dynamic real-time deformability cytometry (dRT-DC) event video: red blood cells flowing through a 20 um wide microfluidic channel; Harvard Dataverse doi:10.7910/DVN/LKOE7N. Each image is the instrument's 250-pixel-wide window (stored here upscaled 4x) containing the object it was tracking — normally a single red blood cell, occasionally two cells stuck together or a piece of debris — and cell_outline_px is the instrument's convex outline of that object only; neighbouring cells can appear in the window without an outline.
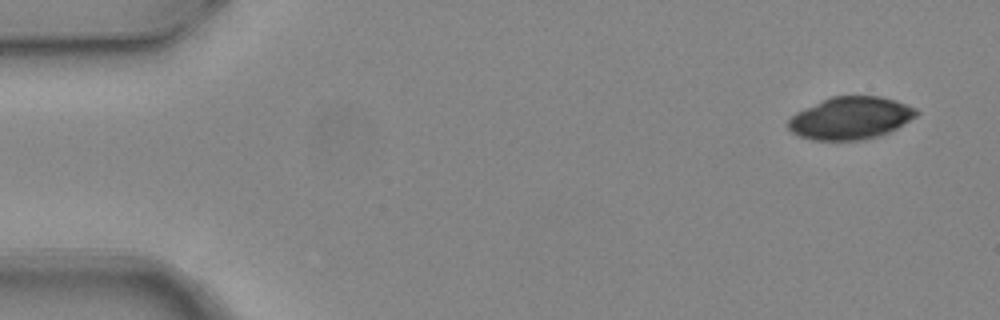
{"species": "common noctule bat (a hibernating species)", "species_latin": "Nyctalus noctula", "temperature_condition": "warm", "stored_images_in_passage": 4, "camera_frame_rate_fps": 3000, "um_per_image_px": 0.085, "animal": {"sex": "female", "body_mass_g": 24.6, "forearm_length_mm": 56.2}, "frame": {"image": 1, "passage_image": 1, "time_ms": 0.0, "image_size_px": [1000, 320], "cell_outline_px": [[920, 112], [916, 116], [896, 128], [880, 136], [860, 140], [812, 140], [800, 136], [792, 132], [788, 128], [788, 120], [796, 112], [804, 108], [832, 96], [880, 96], [896, 100], [916, 108]], "centroid_in_image_um": [72.3, 10.04], "position_along_channel_um": 12.7, "area_um2": 31.62}}
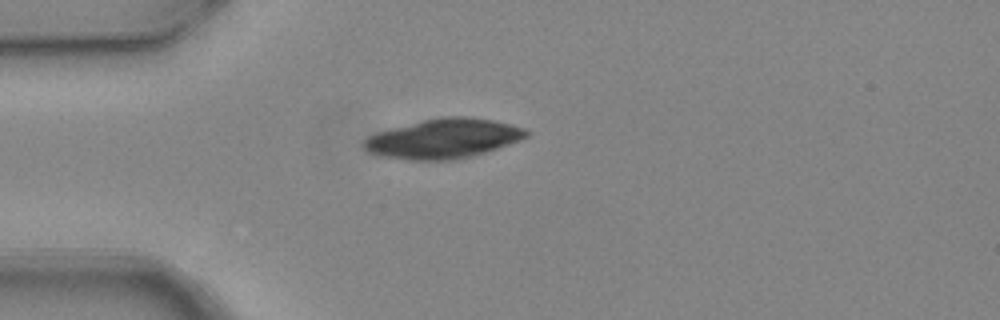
{"frame": {"image": 2, "passage_image": 4, "time_ms": 1.0, "image_size_px": [1000, 320], "cell_outline_px": [[528, 136], [520, 140], [484, 152], [452, 160], [408, 160], [380, 156], [368, 152], [360, 144], [368, 136], [376, 132], [388, 128], [440, 116], [468, 116], [492, 120], [524, 128], [528, 132]], "centroid_in_image_um": [37.61, 11.77], "position_along_channel_um": 47.4, "area_um2": 37.45}}